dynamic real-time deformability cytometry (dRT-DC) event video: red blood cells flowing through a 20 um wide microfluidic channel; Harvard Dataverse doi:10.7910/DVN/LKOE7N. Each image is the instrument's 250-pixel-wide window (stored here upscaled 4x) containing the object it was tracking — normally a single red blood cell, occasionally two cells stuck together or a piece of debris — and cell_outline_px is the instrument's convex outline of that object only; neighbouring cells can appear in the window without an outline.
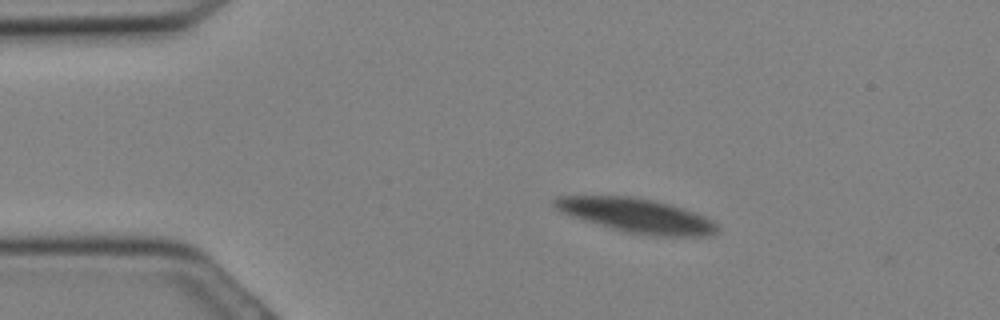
{"species": "Egyptian fruit bat (a non-hibernating species)", "species_latin": "Rousettus aegyptiacus", "temperature_condition": "cold", "stored_images_in_passage": 23, "camera_frame_rate_fps": 3000, "um_per_image_px": 0.085, "animal": {"sex": "female"}, "frame": {"image": 1, "passage_image": 6, "time_ms": 1.667, "image_size_px": [1000, 320], "cell_outline_px": [[720, 228], [712, 236], [652, 236], [628, 232], [612, 228], [584, 220], [560, 212], [552, 204], [552, 200], [556, 196], [628, 196], [652, 200], [684, 208], [704, 216], [712, 220]], "centroid_in_image_um": [54.12, 18.32], "position_along_channel_um": 30.9, "area_um2": 32.31}}
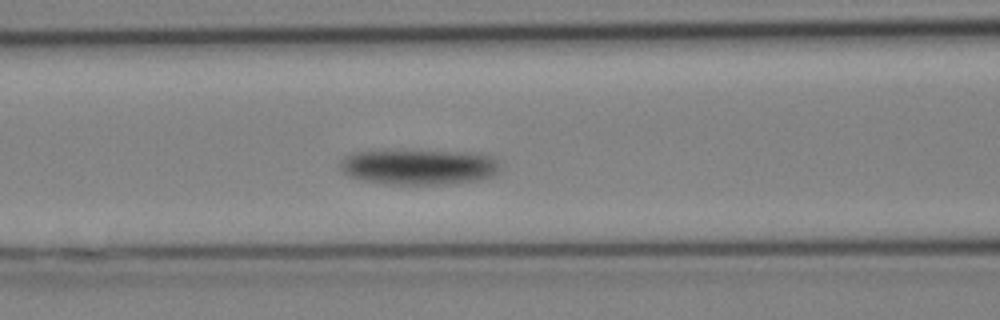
{"frame": {"image": 2, "passage_image": 14, "time_ms": 4.333, "image_size_px": [1000, 320], "cell_outline_px": [[500, 172], [496, 176], [480, 180], [440, 184], [388, 184], [364, 180], [348, 176], [340, 168], [340, 160], [344, 156], [352, 152], [380, 148], [388, 148], [480, 152], [492, 156], [500, 164]], "centroid_in_image_um": [35.61, 14.12], "position_along_channel_um": 131.0, "area_um2": 34.74}}
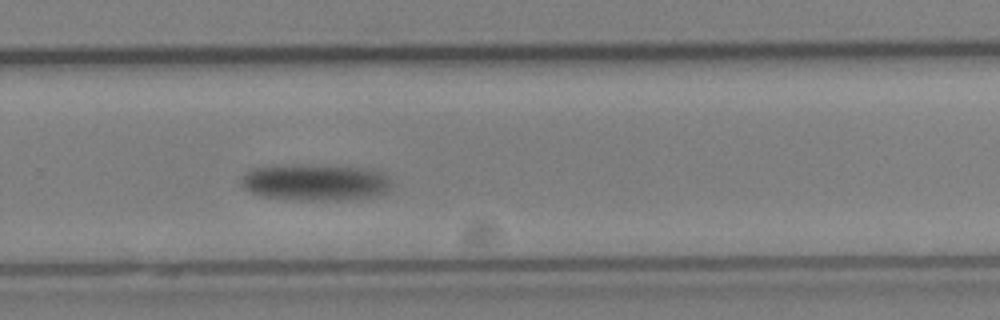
{"frame": {"image": 3, "passage_image": 23, "time_ms": 7.333, "image_size_px": [1000, 320], "cell_outline_px": [[392, 188], [388, 192], [380, 196], [348, 200], [304, 200], [260, 196], [244, 188], [240, 184], [240, 180], [244, 172], [252, 168], [288, 164], [308, 164], [364, 168], [380, 172], [388, 176], [392, 184]], "centroid_in_image_um": [26.82, 15.49], "position_along_channel_um": 303.0, "area_um2": 32.71}}